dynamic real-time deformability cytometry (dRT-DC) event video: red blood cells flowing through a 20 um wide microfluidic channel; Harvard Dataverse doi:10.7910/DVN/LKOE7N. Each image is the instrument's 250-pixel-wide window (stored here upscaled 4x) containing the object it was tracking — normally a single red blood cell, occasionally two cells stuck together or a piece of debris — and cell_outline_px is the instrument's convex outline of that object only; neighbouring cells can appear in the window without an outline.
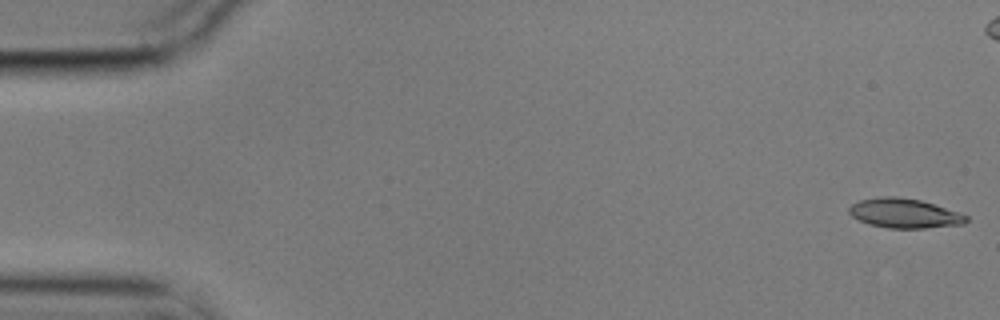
{"species": "common noctule bat (a hibernating species)", "species_latin": "Nyctalus noctula", "temperature_condition": "cold", "stored_images_in_passage": 57, "camera_frame_rate_fps": 3000, "um_per_image_px": 0.085, "animal": {"sex": "male", "body_mass_g": 17.9}, "frame": {"image": 1, "passage_image": 1, "time_ms": 0.0, "image_size_px": [1000, 320], "cell_outline_px": [[968, 220], [964, 224], [924, 228], [888, 228], [868, 224], [852, 216], [848, 212], [848, 208], [852, 204], [860, 200], [880, 196], [896, 196], [920, 200], [960, 212], [968, 216]], "centroid_in_image_um": [76.87, 18.12], "position_along_channel_um": 8.1, "area_um2": 20.17}}
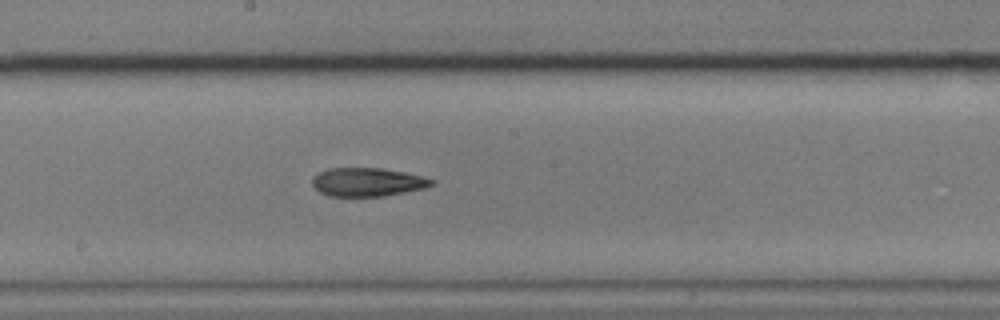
{"frame": {"image": 2, "passage_image": 30, "time_ms": 9.667, "image_size_px": [1000, 320], "cell_outline_px": [[436, 180], [432, 184], [424, 188], [384, 196], [328, 196], [320, 192], [312, 184], [312, 176], [328, 168], [384, 168], [404, 172]], "centroid_in_image_um": [31.21, 15.47], "position_along_channel_um": 217.0, "area_um2": 19.77}}
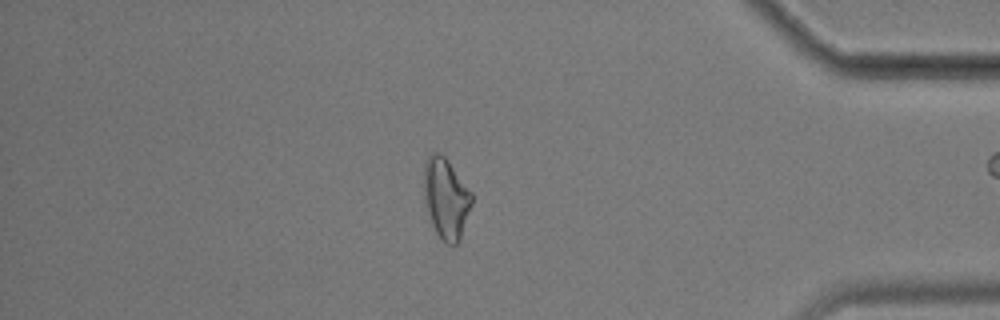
{"frame": {"image": 3, "passage_image": 48, "time_ms": 15.667, "image_size_px": [1000, 320], "cell_outline_px": [[472, 204], [460, 240], [456, 244], [448, 244], [436, 232], [432, 224], [424, 200], [424, 164], [428, 156], [432, 152], [440, 152], [448, 160], [472, 192]], "centroid_in_image_um": [37.91, 16.82], "position_along_channel_um": 397.3, "area_um2": 22.43}, "authors_computed_cell_mechanics": {"area_um2": 20.519, "velocity_mm_per_s": 3.5415, "shape_relaxation_time_tau1_ms": 8.2226, "shape_relaxation_time_tau2_ms": 6.1963, "deformation_change_tau1": 0.2267, "deformation_change_tau2": 0.1736}}